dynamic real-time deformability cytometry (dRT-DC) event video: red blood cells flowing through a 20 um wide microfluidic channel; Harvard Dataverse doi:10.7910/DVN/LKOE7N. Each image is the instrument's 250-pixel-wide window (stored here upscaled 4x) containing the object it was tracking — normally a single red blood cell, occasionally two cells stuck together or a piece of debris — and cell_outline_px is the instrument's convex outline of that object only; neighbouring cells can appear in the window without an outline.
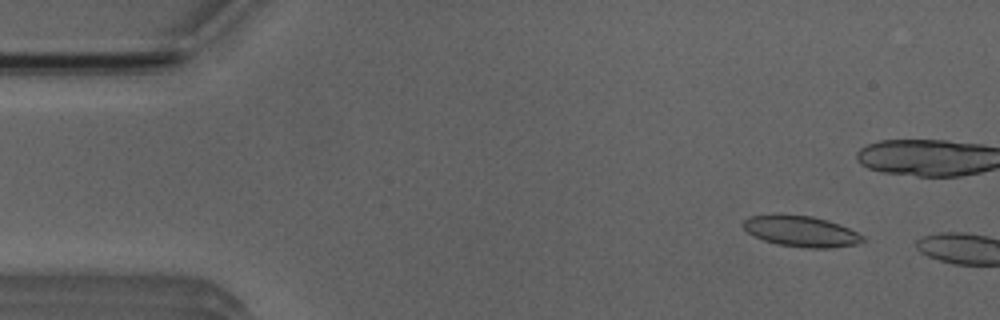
{"species": "Egyptian fruit bat (a non-hibernating species)", "species_latin": "Rousettus aegyptiacus", "temperature_condition": "room temperature", "stored_images_in_passage": 4, "camera_frame_rate_fps": 3000, "um_per_image_px": 0.085, "animal": {"sex": "male"}, "frame": {"image": 1, "passage_image": 2, "time_ms": 1.333, "image_size_px": [1000, 320], "cell_outline_px": [[864, 240], [856, 244], [832, 248], [804, 248], [776, 244], [764, 240], [748, 232], [740, 224], [744, 220], [752, 216], [812, 216], [828, 220], [848, 228], [864, 236]], "centroid_in_image_um": [68.12, 19.69], "position_along_channel_um": 16.9, "area_um2": 20.98}}